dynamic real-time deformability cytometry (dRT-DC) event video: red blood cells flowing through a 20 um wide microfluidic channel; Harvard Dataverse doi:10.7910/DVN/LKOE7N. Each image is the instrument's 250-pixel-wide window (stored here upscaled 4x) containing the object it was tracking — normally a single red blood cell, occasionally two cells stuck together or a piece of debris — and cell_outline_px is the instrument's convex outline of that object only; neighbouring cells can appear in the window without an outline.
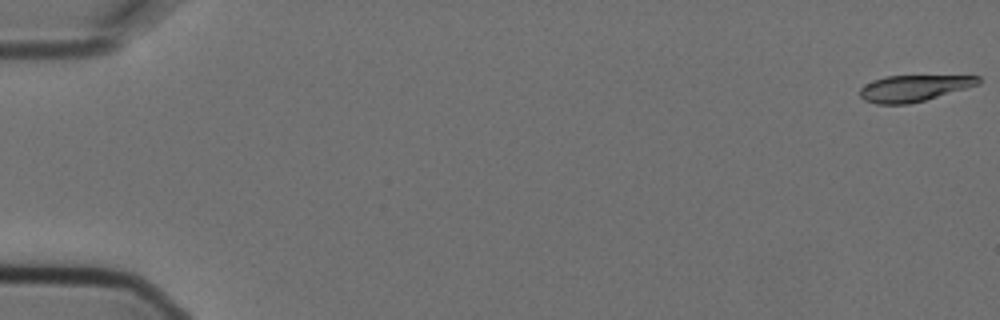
{"species": "Egyptian fruit bat (a non-hibernating species)", "species_latin": "Rousettus aegyptiacus", "temperature_condition": "cold", "stored_images_in_passage": 7, "camera_frame_rate_fps": 3000, "um_per_image_px": 0.085, "animal": {"sex": "female"}, "frame": {"image": 1, "passage_image": 1, "time_ms": 0.0, "image_size_px": [1000, 320], "cell_outline_px": [[980, 84], [924, 100], [908, 104], [876, 104], [864, 100], [860, 96], [860, 88], [864, 84], [872, 80], [884, 76], [980, 76]], "centroid_in_image_um": [77.62, 7.49], "position_along_channel_um": 7.4, "area_um2": 18.03}}
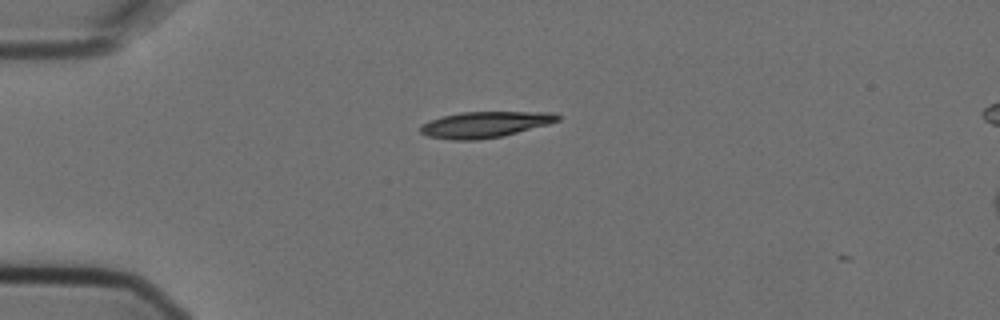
{"frame": {"image": 2, "passage_image": 5, "time_ms": 1.333, "image_size_px": [1000, 320], "cell_outline_px": [[560, 120], [548, 124], [504, 136], [476, 140], [452, 140], [428, 136], [420, 132], [420, 124], [444, 116], [460, 112], [556, 112], [560, 116]], "centroid_in_image_um": [41.24, 10.58], "position_along_channel_um": 43.8, "area_um2": 20.81}}